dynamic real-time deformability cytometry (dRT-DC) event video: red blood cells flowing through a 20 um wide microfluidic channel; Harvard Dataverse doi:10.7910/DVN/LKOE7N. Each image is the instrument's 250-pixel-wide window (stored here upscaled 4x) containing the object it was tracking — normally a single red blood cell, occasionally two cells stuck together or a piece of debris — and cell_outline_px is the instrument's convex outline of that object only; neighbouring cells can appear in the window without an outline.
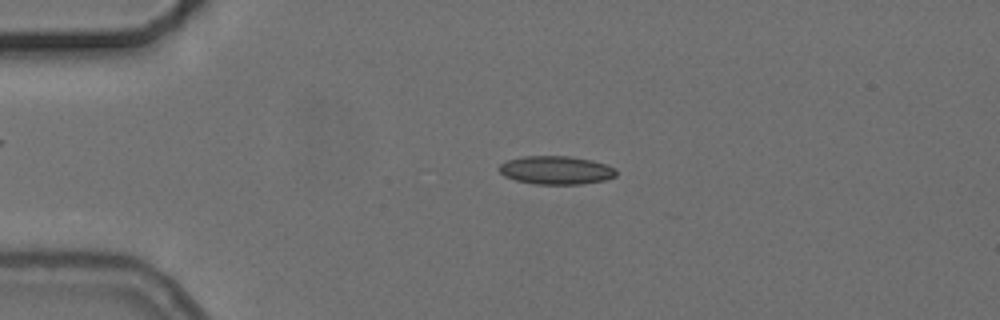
{"species": "common noctule bat (a hibernating species)", "species_latin": "Nyctalus noctula", "temperature_condition": "cold", "stored_images_in_passage": 49, "camera_frame_rate_fps": 3000, "um_per_image_px": 0.085, "animal": {"sex": "female", "body_mass_g": 24.6, "forearm_length_mm": 56.2}, "frame": {"image": 1, "passage_image": 12, "time_ms": 3.667, "image_size_px": [1000, 320], "cell_outline_px": [[616, 176], [604, 180], [580, 184], [536, 184], [516, 180], [504, 176], [496, 168], [504, 160], [520, 156], [572, 156], [592, 160], [616, 168]], "centroid_in_image_um": [47.22, 14.45], "position_along_channel_um": 37.8, "area_um2": 19.54}}
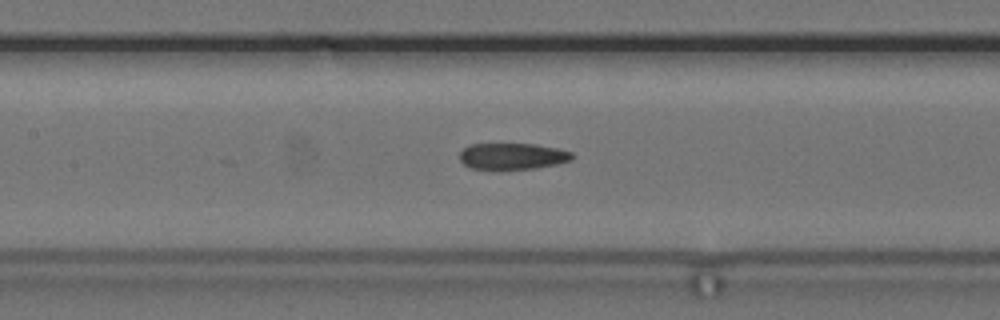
{"frame": {"image": 2, "passage_image": 25, "time_ms": 8.0, "image_size_px": [1000, 320], "cell_outline_px": [[576, 156], [572, 160], [556, 164], [536, 168], [500, 172], [468, 168], [460, 160], [460, 152], [468, 144], [536, 144], [560, 148], [572, 152]], "centroid_in_image_um": [43.55, 13.32], "position_along_channel_um": 163.8, "area_um2": 18.21}}
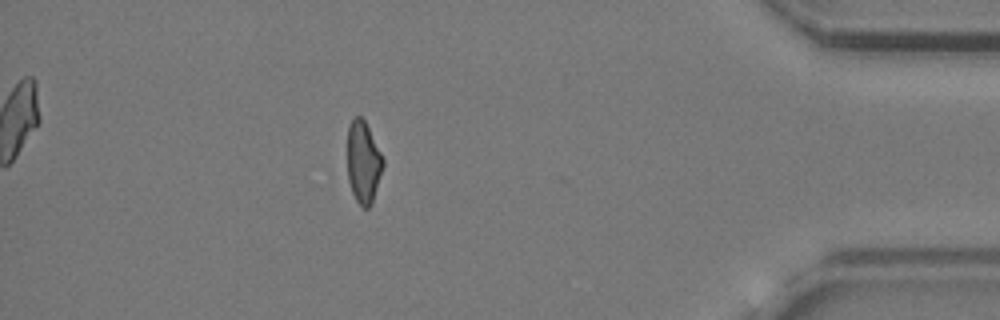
{"frame": {"image": 3, "passage_image": 48, "time_ms": 15.667, "image_size_px": [1000, 320], "cell_outline_px": [[384, 164], [372, 204], [368, 208], [364, 208], [356, 200], [352, 192], [348, 180], [348, 124], [356, 116], [360, 116], [364, 120], [384, 160]], "centroid_in_image_um": [30.88, 13.81], "position_along_channel_um": 404.3, "area_um2": 16.82}, "authors_computed_cell_mechanics": {"area_um2": 18.4382, "velocity_mm_per_s": 3.7438, "shape_relaxation_time_tau1_ms": 6.0395, "shape_relaxation_time_tau2_ms": 2.4717, "deformation_change_tau1": 0.1673, "deformation_change_tau2": 0.106}}